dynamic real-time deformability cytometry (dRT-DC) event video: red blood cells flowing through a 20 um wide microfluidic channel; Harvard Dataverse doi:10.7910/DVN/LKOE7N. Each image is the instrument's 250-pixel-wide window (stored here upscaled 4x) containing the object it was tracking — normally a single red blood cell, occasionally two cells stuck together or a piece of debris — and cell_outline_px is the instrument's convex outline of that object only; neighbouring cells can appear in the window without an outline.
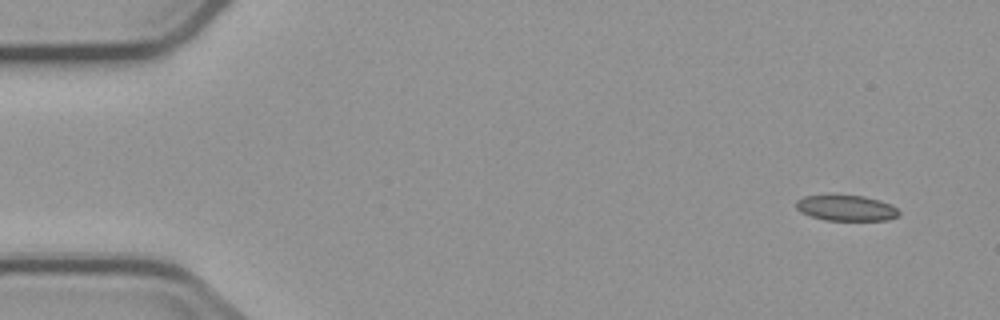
{"species": "common noctule bat (a hibernating species)", "species_latin": "Nyctalus noctula", "temperature_condition": "cold", "stored_images_in_passage": 6, "camera_frame_rate_fps": 3000, "um_per_image_px": 0.085, "animal": {"sex": "male", "body_mass_g": 23.1, "forearm_length_mm": 52.7}, "frame": {"image": 1, "passage_image": 1, "time_ms": 0.0, "image_size_px": [1000, 320], "cell_outline_px": [[900, 216], [888, 220], [824, 220], [800, 212], [796, 208], [796, 200], [804, 196], [864, 196], [880, 200], [892, 204], [900, 212]], "centroid_in_image_um": [71.97, 17.69], "position_along_channel_um": 13.0, "area_um2": 15.32}}
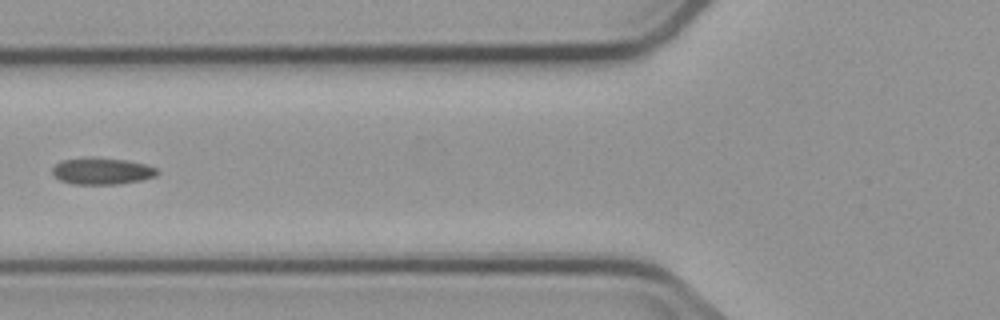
{"frame": {"image": 2, "passage_image": 5, "time_ms": 6.0, "image_size_px": [1000, 320], "cell_outline_px": [[160, 172], [156, 176], [140, 180], [120, 184], [72, 184], [60, 180], [52, 172], [52, 168], [60, 160], [88, 156], [92, 156], [128, 160], [144, 164], [156, 168]], "centroid_in_image_um": [8.65, 14.52], "position_along_channel_um": 117.1, "area_um2": 16.59}}
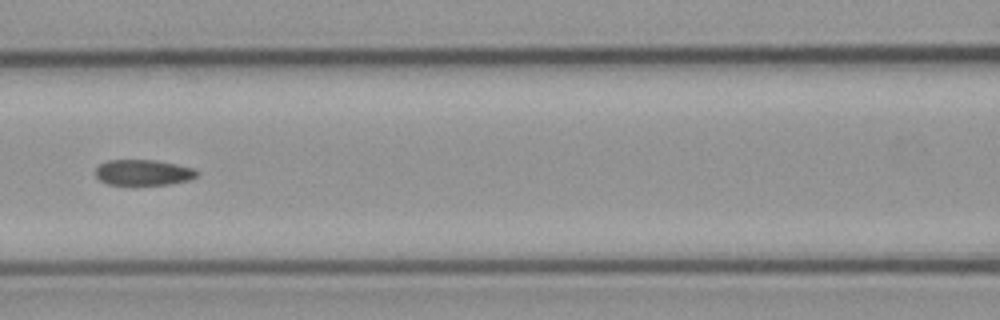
{"frame": {"image": 3, "passage_image": 6, "time_ms": 7.0, "image_size_px": [1000, 320], "cell_outline_px": [[200, 172], [196, 176], [188, 180], [172, 184], [108, 184], [100, 180], [96, 176], [96, 168], [100, 164], [108, 160], [156, 160], [176, 164], [192, 168]], "centroid_in_image_um": [12.19, 14.65], "position_along_channel_um": 154.4, "area_um2": 15.03}}